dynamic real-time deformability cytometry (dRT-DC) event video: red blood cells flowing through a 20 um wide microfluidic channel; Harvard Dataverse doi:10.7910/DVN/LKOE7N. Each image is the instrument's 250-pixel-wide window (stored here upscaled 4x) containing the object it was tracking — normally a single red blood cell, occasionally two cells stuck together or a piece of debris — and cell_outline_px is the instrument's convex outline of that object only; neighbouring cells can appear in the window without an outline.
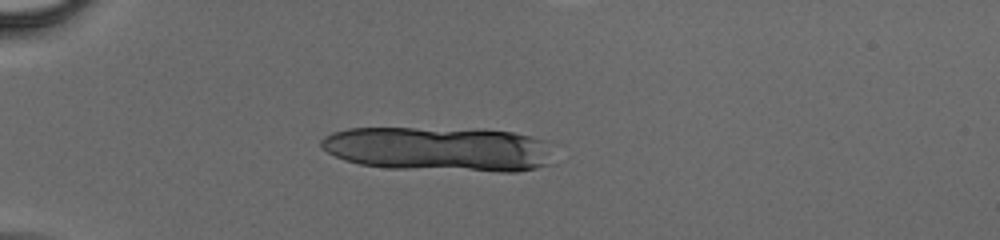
{"species": "human", "species_latin": "Homo sapiens", "temperature_condition": "cold", "stored_images_in_passage": 34, "segment_of_instrument_passage": [1, 2], "camera_frame_rate_fps": 3000, "um_per_image_px": 0.085, "donor": {"sex": "male"}, "frame": {"image": 1, "passage_image": 1, "time_ms": 0.0, "image_size_px": [1000, 240], "cell_outline_px": [[556, 164], [516, 172], [500, 172], [384, 168], [360, 164], [344, 160], [328, 152], [320, 144], [320, 140], [324, 136], [332, 132], [348, 128], [484, 128], [512, 132], [532, 136], [544, 140]], "centroid_in_image_um": [37.36, 12.67], "position_along_channel_um": 47.6, "area_um2": 61.67}}